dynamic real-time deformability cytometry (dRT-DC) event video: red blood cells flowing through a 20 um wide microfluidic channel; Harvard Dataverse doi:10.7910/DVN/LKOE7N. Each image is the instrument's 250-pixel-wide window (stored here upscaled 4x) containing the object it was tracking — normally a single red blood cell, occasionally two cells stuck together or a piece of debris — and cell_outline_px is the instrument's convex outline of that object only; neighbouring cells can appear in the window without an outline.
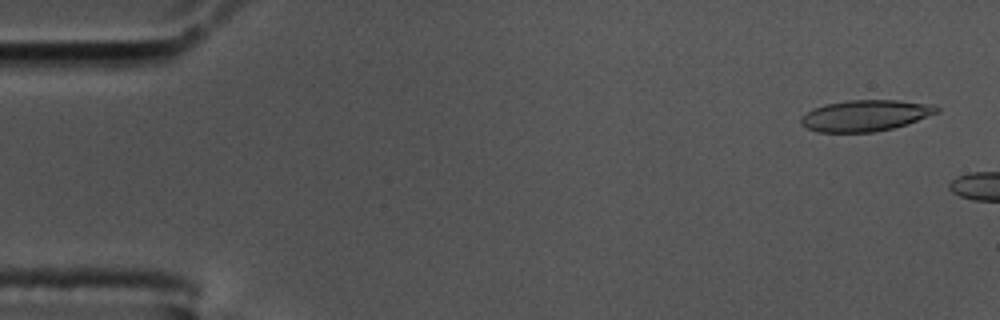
{"species": "common noctule bat (a hibernating species)", "species_latin": "Nyctalus noctula", "temperature_condition": "cold", "stored_images_in_passage": 7, "camera_frame_rate_fps": 3000, "um_per_image_px": 0.085, "animal": {"sex": "male", "body_mass_g": 17.5, "forearm_length_mm": 52.3}, "frame": {"image": 1, "passage_image": 3, "time_ms": 0.667, "image_size_px": [1000, 320], "cell_outline_px": [[940, 112], [908, 124], [876, 132], [816, 132], [800, 124], [800, 120], [812, 108], [824, 104], [848, 100], [896, 100], [936, 104], [940, 108]], "centroid_in_image_um": [73.61, 9.81], "position_along_channel_um": 11.4, "area_um2": 24.91}}